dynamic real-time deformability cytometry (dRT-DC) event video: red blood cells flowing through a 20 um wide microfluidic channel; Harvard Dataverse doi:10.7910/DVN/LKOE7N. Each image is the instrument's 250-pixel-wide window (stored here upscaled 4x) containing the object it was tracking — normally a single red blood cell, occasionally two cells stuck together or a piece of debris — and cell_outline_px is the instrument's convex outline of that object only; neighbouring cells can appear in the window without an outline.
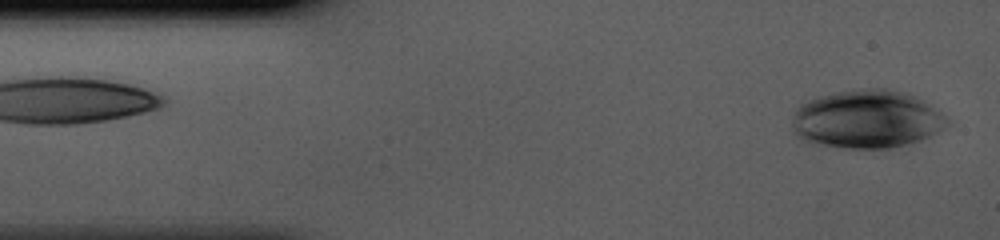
{"species": "human", "species_latin": "Homo sapiens", "temperature_condition": "cold", "stored_images_in_passage": 41, "camera_frame_rate_fps": 3000, "um_per_image_px": 0.085, "donor": {"sex": "male"}, "frame": {"image": 1, "passage_image": 1, "time_ms": 0.0, "image_size_px": [1000, 240], "cell_outline_px": [[948, 124], [944, 128], [920, 140], [892, 148], [844, 148], [804, 144], [792, 132], [792, 120], [796, 108], [800, 104], [816, 96], [836, 92], [864, 88], [888, 88], [904, 92], [928, 104], [944, 116], [948, 120]], "centroid_in_image_um": [73.57, 10.15], "position_along_channel_um": 11.4, "area_um2": 53.0}}
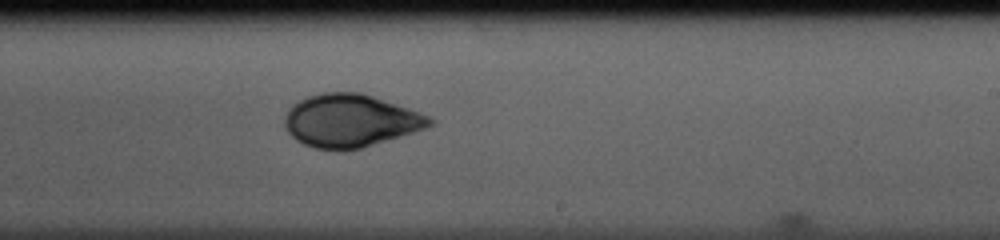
{"frame": {"image": 2, "passage_image": 24, "time_ms": 7.667, "image_size_px": [1000, 240], "cell_outline_px": [[436, 120], [428, 128], [360, 148], [312, 148], [296, 140], [288, 132], [284, 124], [284, 116], [288, 108], [300, 100], [308, 96], [324, 92], [360, 92], [408, 108], [428, 116]], "centroid_in_image_um": [29.77, 10.24], "position_along_channel_um": 259.2, "area_um2": 44.1}}
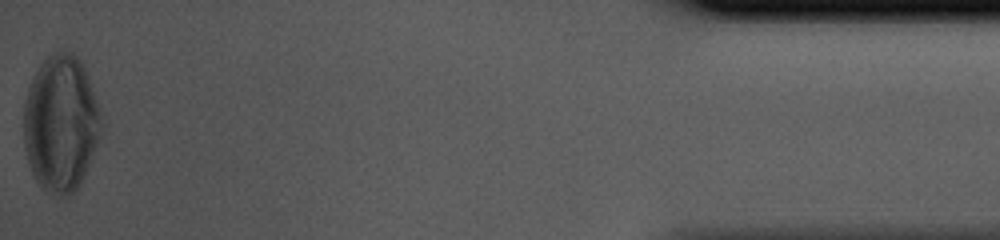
{"frame": {"image": 3, "passage_image": 41, "time_ms": 13.333, "image_size_px": [1000, 240], "cell_outline_px": [[100, 136], [84, 176], [80, 184], [68, 196], [52, 196], [36, 180], [28, 164], [24, 144], [24, 104], [28, 88], [40, 64], [48, 56], [56, 52], [72, 52], [80, 60], [84, 68], [100, 112]], "centroid_in_image_um": [5.15, 10.52], "position_along_channel_um": 430.1, "area_um2": 61.04}}